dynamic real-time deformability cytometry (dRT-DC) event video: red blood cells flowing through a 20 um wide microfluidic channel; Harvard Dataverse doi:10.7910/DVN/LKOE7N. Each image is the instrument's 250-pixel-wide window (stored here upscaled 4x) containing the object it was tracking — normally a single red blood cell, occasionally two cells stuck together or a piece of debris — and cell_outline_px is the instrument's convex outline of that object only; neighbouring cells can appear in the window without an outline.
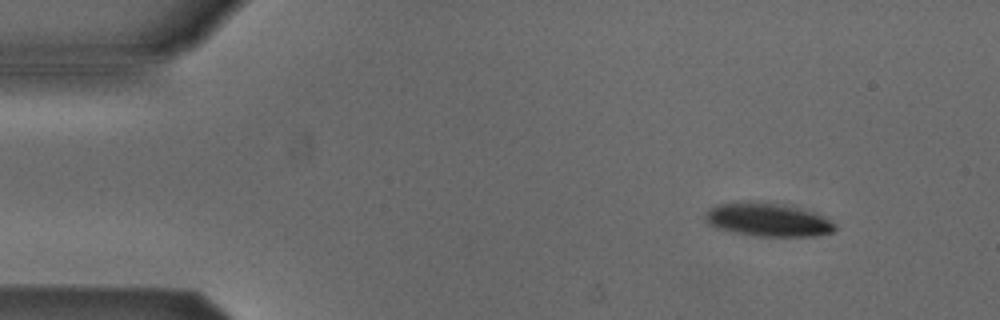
{"species": "Egyptian fruit bat (a non-hibernating species)", "species_latin": "Rousettus aegyptiacus", "temperature_condition": "cold", "stored_images_in_passage": 6, "camera_frame_rate_fps": 3000, "um_per_image_px": 0.085, "animal": {"sex": "male"}, "frame": {"image": 1, "passage_image": 1, "time_ms": 0.0, "image_size_px": [1000, 320], "cell_outline_px": [[836, 228], [832, 232], [820, 236], [752, 236], [716, 228], [708, 224], [704, 220], [704, 216], [716, 204], [772, 204], [796, 208], [812, 212], [836, 224]], "centroid_in_image_um": [65.27, 18.74], "position_along_channel_um": 19.7, "area_um2": 24.16}}
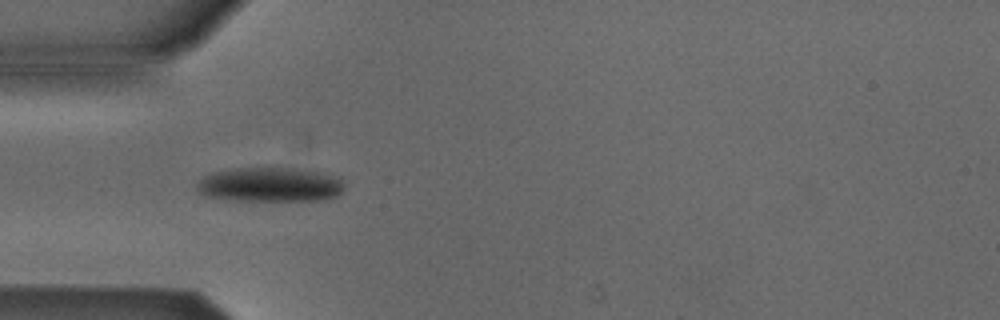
{"frame": {"image": 2, "passage_image": 4, "time_ms": 3.333, "image_size_px": [1000, 320], "cell_outline_px": [[344, 192], [336, 196], [324, 200], [236, 200], [204, 196], [196, 188], [196, 184], [204, 176], [212, 172], [232, 168], [288, 168], [320, 172], [340, 180], [344, 184]], "centroid_in_image_um": [22.92, 15.7], "position_along_channel_um": 62.1, "area_um2": 29.42}}
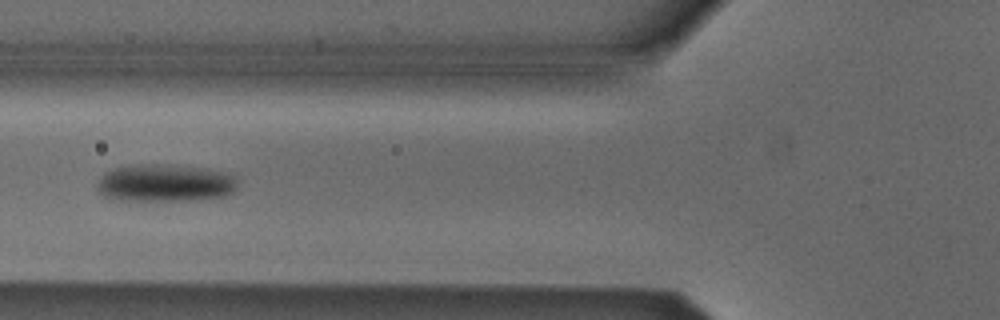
{"frame": {"image": 3, "passage_image": 5, "time_ms": 4.667, "image_size_px": [1000, 320], "cell_outline_px": [[236, 188], [228, 196], [196, 200], [120, 200], [104, 196], [96, 188], [96, 184], [100, 176], [104, 172], [112, 168], [132, 164], [164, 164], [204, 168], [224, 172], [236, 176]], "centroid_in_image_um": [14.0, 15.55], "position_along_channel_um": 111.8, "area_um2": 31.1}}